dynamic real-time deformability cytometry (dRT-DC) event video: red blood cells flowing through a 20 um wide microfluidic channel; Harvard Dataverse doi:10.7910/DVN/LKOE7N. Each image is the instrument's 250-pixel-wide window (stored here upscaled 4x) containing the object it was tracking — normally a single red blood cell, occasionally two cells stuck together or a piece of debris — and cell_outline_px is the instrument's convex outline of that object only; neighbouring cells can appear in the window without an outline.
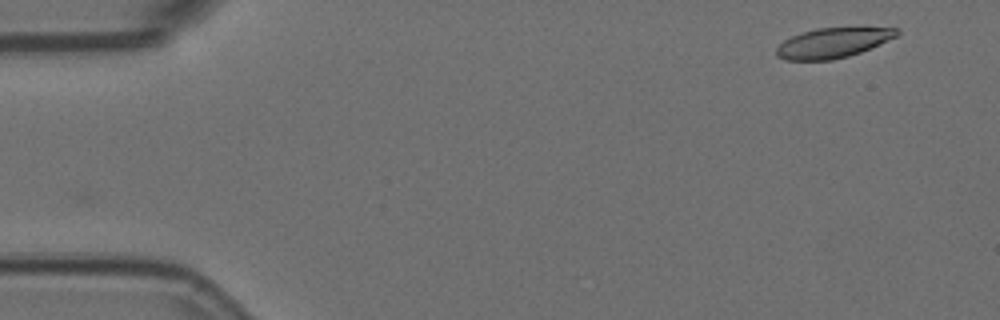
{"species": "Egyptian fruit bat (a non-hibernating species)", "species_latin": "Rousettus aegyptiacus", "temperature_condition": "room temperature", "stored_images_in_passage": 42, "camera_frame_rate_fps": 3000, "um_per_image_px": 0.085, "animal": {"sex": "female"}, "frame": {"image": 1, "passage_image": 1, "time_ms": 0.0, "image_size_px": [1000, 320], "cell_outline_px": [[900, 32], [896, 36], [860, 52], [848, 56], [832, 60], [784, 60], [776, 56], [776, 48], [784, 40], [792, 36], [816, 28], [900, 28]], "centroid_in_image_um": [70.75, 3.65], "position_along_channel_um": 14.3, "area_um2": 20.69}}
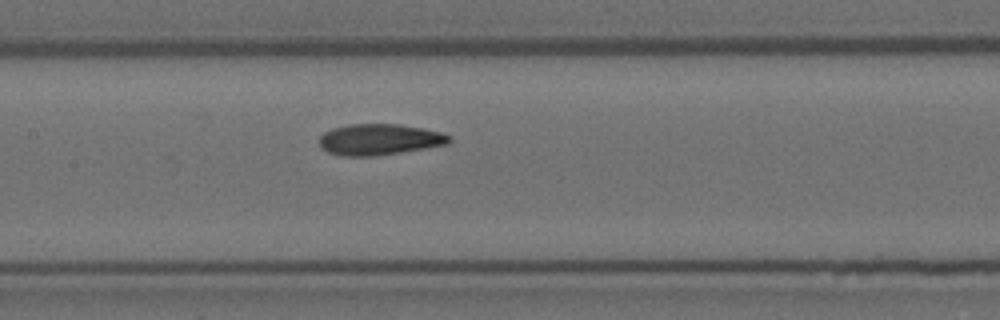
{"frame": {"image": 2, "passage_image": 24, "time_ms": 7.667, "image_size_px": [1000, 320], "cell_outline_px": [[452, 140], [448, 144], [400, 152], [372, 156], [340, 156], [328, 152], [320, 148], [320, 136], [324, 132], [332, 128], [352, 124], [400, 124], [424, 128], [440, 132], [452, 136]], "centroid_in_image_um": [32.25, 11.85], "position_along_channel_um": 175.2, "area_um2": 23.58}}
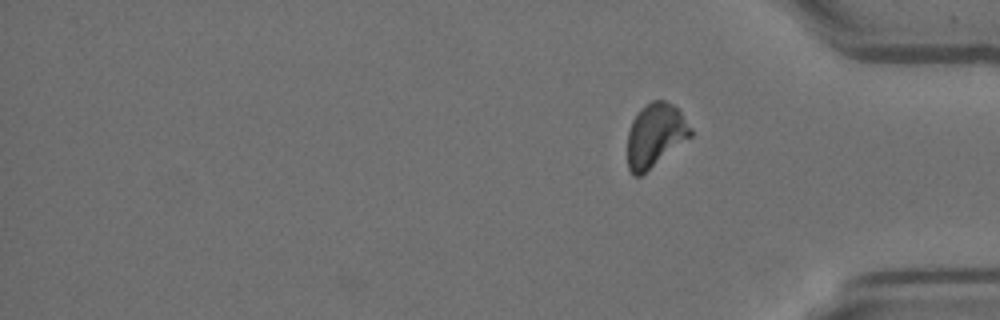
{"frame": {"image": 3, "passage_image": 42, "time_ms": 13.667, "image_size_px": [1000, 320], "cell_outline_px": [[692, 136], [640, 176], [632, 176], [628, 168], [628, 132], [632, 120], [636, 112], [644, 104], [652, 100], [664, 100], [672, 104], [680, 112], [692, 128]], "centroid_in_image_um": [55.68, 11.48], "position_along_channel_um": 379.5, "area_um2": 23.41}, "authors_computed_cell_mechanics": {"area_um2": 23.2645, "velocity_mm_per_s": 3.5683, "shape_relaxation_time_tau1_ms": 5.8769, "shape_relaxation_time_tau2_ms": 2.4502, "deformation_change_tau1": 0.1778, "deformation_change_tau2": 0.0672}}